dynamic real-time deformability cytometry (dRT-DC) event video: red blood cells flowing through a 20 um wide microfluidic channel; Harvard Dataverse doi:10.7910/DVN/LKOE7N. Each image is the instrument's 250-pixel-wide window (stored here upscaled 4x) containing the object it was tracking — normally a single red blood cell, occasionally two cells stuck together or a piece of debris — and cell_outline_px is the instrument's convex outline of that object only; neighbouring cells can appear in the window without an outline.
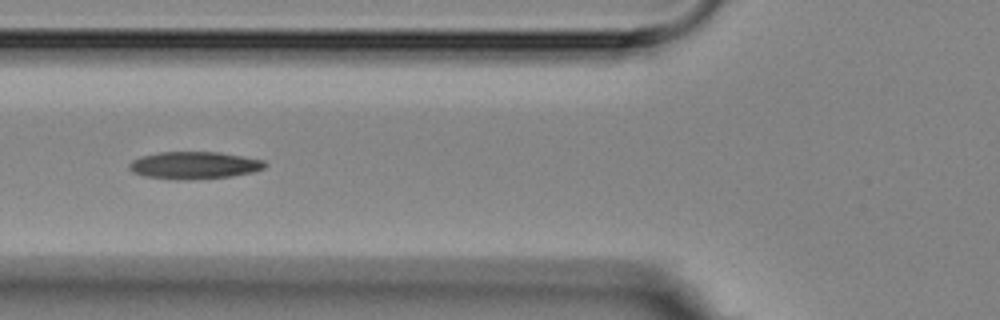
{"species": "Egyptian fruit bat (a non-hibernating species)", "species_latin": "Rousettus aegyptiacus", "temperature_condition": "room temperature", "stored_images_in_passage": 15, "camera_frame_rate_fps": 3000, "um_per_image_px": 0.085, "animal": {"sex": "female"}, "frame": {"image": 1, "passage_image": 6, "time_ms": 5.667, "image_size_px": [1000, 320], "cell_outline_px": [[268, 164], [264, 168], [252, 172], [232, 176], [188, 180], [176, 180], [144, 176], [132, 172], [128, 168], [128, 164], [132, 160], [140, 156], [160, 152], [220, 152], [264, 160]], "centroid_in_image_um": [16.48, 14.05], "position_along_channel_um": 109.3, "area_um2": 21.79}}
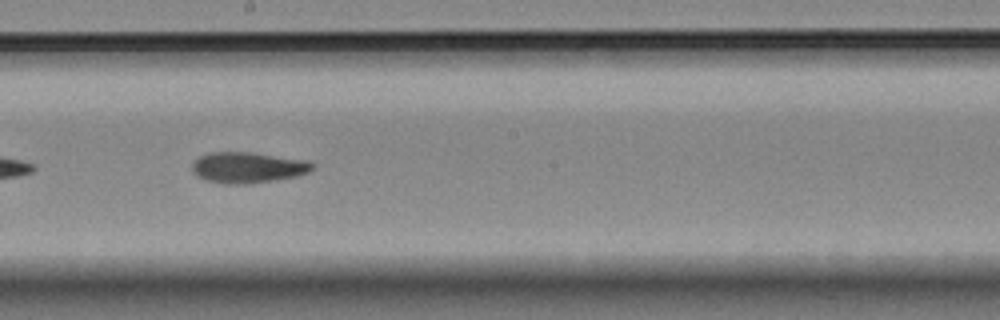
{"frame": {"image": 2, "passage_image": 9, "time_ms": 9.0, "image_size_px": [1000, 320], "cell_outline_px": [[316, 164], [308, 172], [296, 176], [248, 184], [220, 184], [204, 180], [196, 176], [192, 172], [192, 164], [200, 156], [208, 152], [252, 152], [308, 160]], "centroid_in_image_um": [21.03, 14.24], "position_along_channel_um": 227.2, "area_um2": 21.85}}
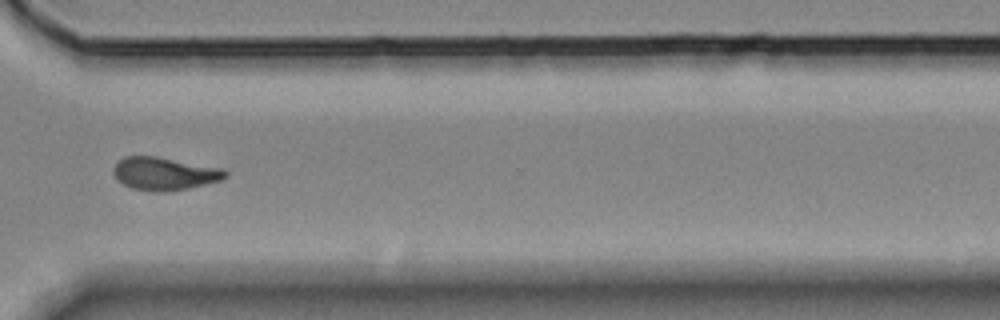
{"frame": {"image": 3, "passage_image": 12, "time_ms": 12.667, "image_size_px": [1000, 320], "cell_outline_px": [[228, 176], [220, 180], [188, 188], [168, 192], [156, 192], [132, 188], [116, 180], [112, 172], [112, 168], [124, 156], [156, 156], [224, 168], [228, 172]], "centroid_in_image_um": [13.97, 14.75], "position_along_channel_um": 356.6, "area_um2": 21.62}, "authors_computed_cell_mechanics": {"area_um2": 21.7906, "velocity_mm_per_s": 3.5439, "shape_relaxation_time_tau1_ms": 8.8712, "shape_relaxation_time_tau2_ms": 2.6112, "deformation_change_tau1": 0.1943, "deformation_change_tau2": 0.0838}}